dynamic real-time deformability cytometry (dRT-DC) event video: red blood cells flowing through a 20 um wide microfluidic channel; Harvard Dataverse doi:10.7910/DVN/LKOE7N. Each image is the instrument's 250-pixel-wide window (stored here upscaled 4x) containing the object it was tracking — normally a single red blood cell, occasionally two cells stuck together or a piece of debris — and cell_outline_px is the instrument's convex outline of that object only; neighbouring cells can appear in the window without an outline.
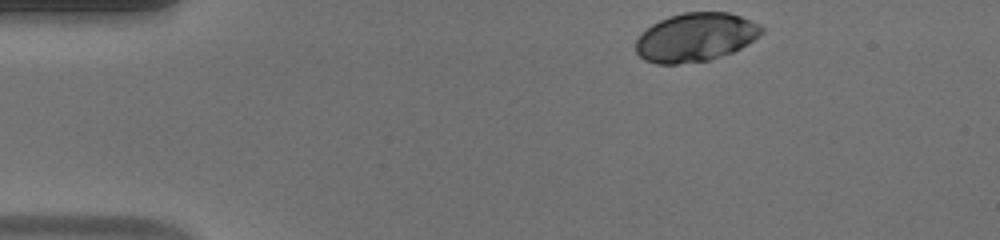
{"species": "human", "species_latin": "Homo sapiens", "temperature_condition": "warm", "stored_images_in_passage": 37, "camera_frame_rate_fps": 3000, "um_per_image_px": 0.085, "donor": {"sex": "male"}, "frame": {"image": 1, "passage_image": 1, "time_ms": 0.0, "image_size_px": [1000, 240], "cell_outline_px": [[764, 32], [740, 48], [732, 52], [708, 60], [676, 64], [656, 64], [644, 60], [636, 52], [636, 40], [652, 24], [668, 16], [684, 12], [728, 12], [740, 16], [764, 28]], "centroid_in_image_um": [59.1, 3.17], "position_along_channel_um": 25.9, "area_um2": 35.26}}
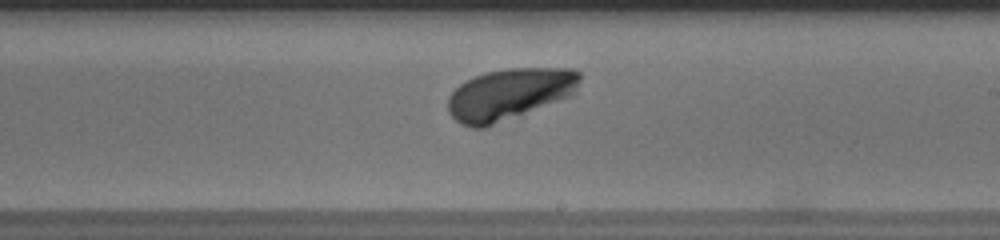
{"frame": {"image": 2, "passage_image": 24, "time_ms": 7.667, "image_size_px": [1000, 240], "cell_outline_px": [[580, 80], [576, 92], [572, 96], [484, 128], [472, 128], [460, 124], [448, 112], [448, 96], [460, 84], [476, 76], [488, 72], [504, 68], [572, 68], [580, 72]], "centroid_in_image_um": [43.32, 8.0], "position_along_channel_um": 245.7, "area_um2": 39.65}}
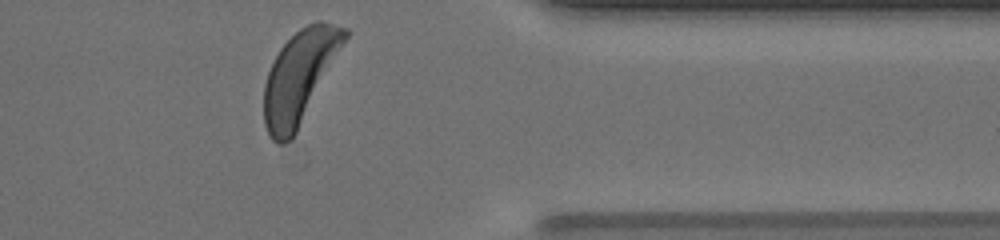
{"frame": {"image": 3, "passage_image": 36, "time_ms": 11.667, "image_size_px": [1000, 240], "cell_outline_px": [[348, 36], [292, 140], [284, 144], [276, 144], [272, 140], [264, 124], [264, 84], [268, 72], [280, 48], [300, 28], [316, 20], [320, 20], [348, 28]], "centroid_in_image_um": [25.45, 6.52], "position_along_channel_um": 386.0, "area_um2": 42.71}, "authors_computed_cell_mechanics": {"area_um2": 38.2636, "velocity_mm_per_s": 3.8569, "shape_relaxation_time_tau1_ms": 1.3319, "shape_relaxation_time_tau2_ms": null, "deformation_change_tau1": 0.1001, "deformation_change_tau2": null}}